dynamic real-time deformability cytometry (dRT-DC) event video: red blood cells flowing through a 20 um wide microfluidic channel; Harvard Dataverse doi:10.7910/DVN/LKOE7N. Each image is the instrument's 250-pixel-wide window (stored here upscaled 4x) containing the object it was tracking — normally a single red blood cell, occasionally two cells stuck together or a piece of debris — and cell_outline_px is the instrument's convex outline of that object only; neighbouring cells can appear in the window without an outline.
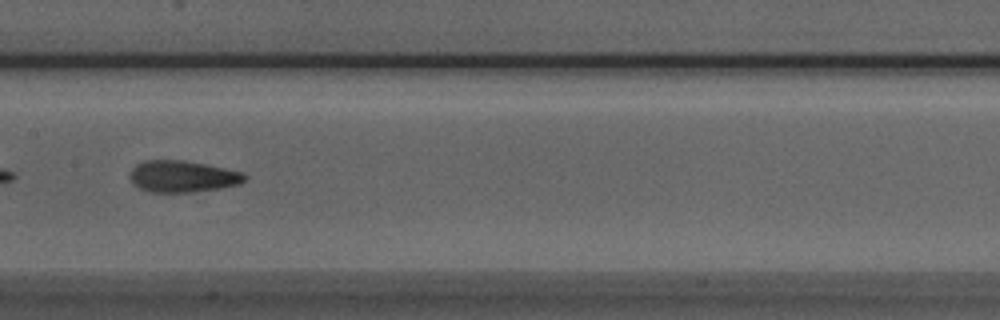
{"species": "Egyptian fruit bat (a non-hibernating species)", "species_latin": "Rousettus aegyptiacus", "temperature_condition": "room temperature", "stored_images_in_passage": 34, "camera_frame_rate_fps": 3000, "um_per_image_px": 0.085, "animal": {"sex": "male"}, "frame": {"image": 1, "passage_image": 22, "time_ms": 7.0, "image_size_px": [1000, 320], "cell_outline_px": [[248, 176], [240, 184], [220, 188], [192, 192], [148, 192], [132, 184], [128, 176], [132, 168], [136, 164], [144, 160], [184, 160], [244, 172]], "centroid_in_image_um": [15.49, 14.99], "position_along_channel_um": 191.9, "area_um2": 21.33}}
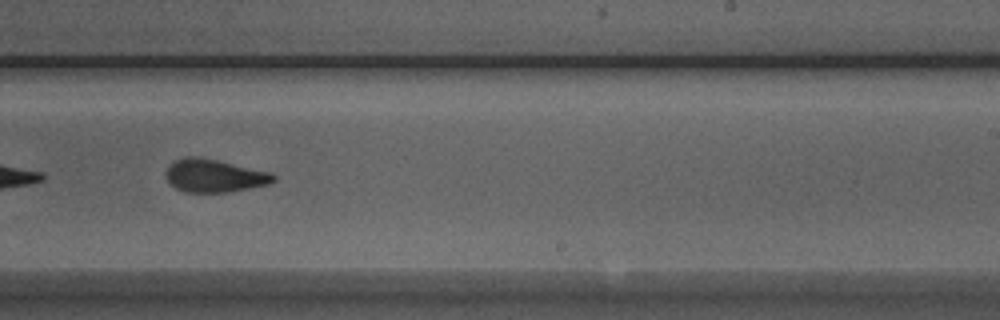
{"frame": {"image": 2, "passage_image": 28, "time_ms": 9.0, "image_size_px": [1000, 320], "cell_outline_px": [[276, 180], [268, 184], [228, 192], [184, 192], [176, 188], [168, 180], [168, 164], [184, 156], [200, 156], [272, 172], [276, 176]], "centroid_in_image_um": [18.25, 14.92], "position_along_channel_um": 270.8, "area_um2": 20.63}}
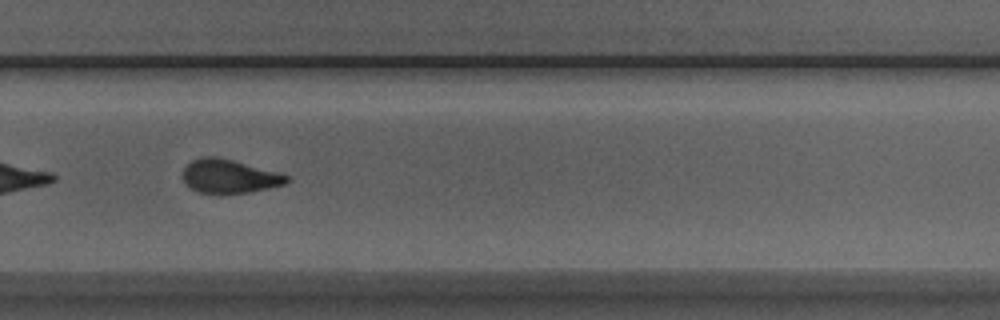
{"frame": {"image": 3, "passage_image": 31, "time_ms": 10.0, "image_size_px": [1000, 320], "cell_outline_px": [[292, 180], [284, 184], [252, 192], [200, 192], [192, 188], [184, 180], [184, 168], [192, 160], [204, 156], [216, 156], [232, 160], [276, 172], [288, 176]], "centroid_in_image_um": [19.51, 14.97], "position_along_channel_um": 310.3, "area_um2": 19.77}}